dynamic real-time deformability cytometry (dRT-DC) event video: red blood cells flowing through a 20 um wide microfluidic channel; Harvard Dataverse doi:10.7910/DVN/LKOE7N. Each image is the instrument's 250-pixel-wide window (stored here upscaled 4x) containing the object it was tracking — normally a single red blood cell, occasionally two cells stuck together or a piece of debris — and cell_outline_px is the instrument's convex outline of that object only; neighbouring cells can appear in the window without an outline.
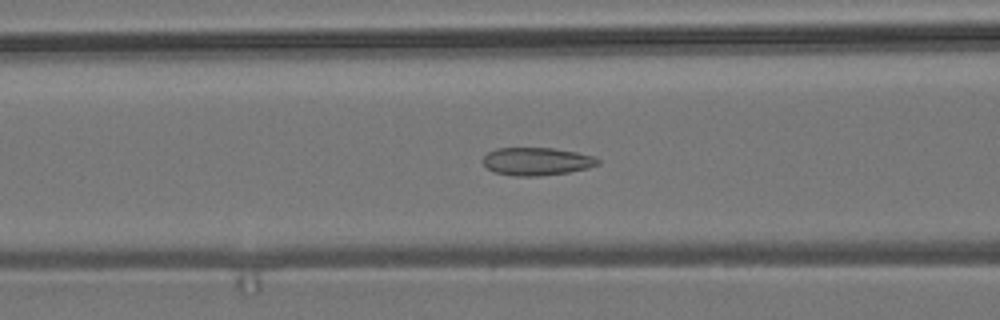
{"species": "common noctule bat (a hibernating species)", "species_latin": "Nyctalus noctula", "temperature_condition": "room temperature", "stored_images_in_passage": 55, "camera_frame_rate_fps": 3000, "um_per_image_px": 0.085, "animal": {"sex": "male", "body_mass_g": 19.2, "forearm_length_mm": 51.8}, "frame": {"image": 1, "passage_image": 22, "time_ms": 7.0, "image_size_px": [1000, 320], "cell_outline_px": [[600, 164], [588, 168], [568, 172], [540, 176], [512, 176], [496, 172], [488, 168], [484, 164], [484, 156], [488, 152], [496, 148], [552, 148], [576, 152], [596, 156], [600, 160]], "centroid_in_image_um": [45.66, 13.72], "position_along_channel_um": 120.9, "area_um2": 18.67}}
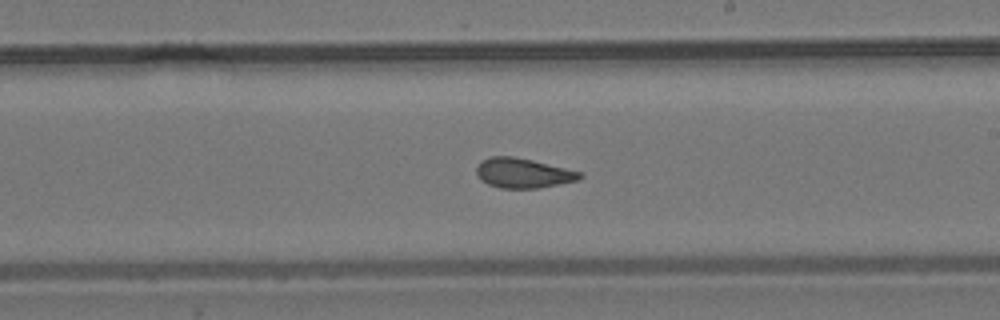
{"frame": {"image": 2, "passage_image": 32, "time_ms": 10.333, "image_size_px": [1000, 320], "cell_outline_px": [[584, 176], [580, 180], [540, 188], [500, 188], [488, 184], [480, 180], [476, 172], [476, 168], [480, 160], [492, 156], [512, 156], [532, 160], [580, 172]], "centroid_in_image_um": [44.44, 14.72], "position_along_channel_um": 244.6, "area_um2": 17.98}}
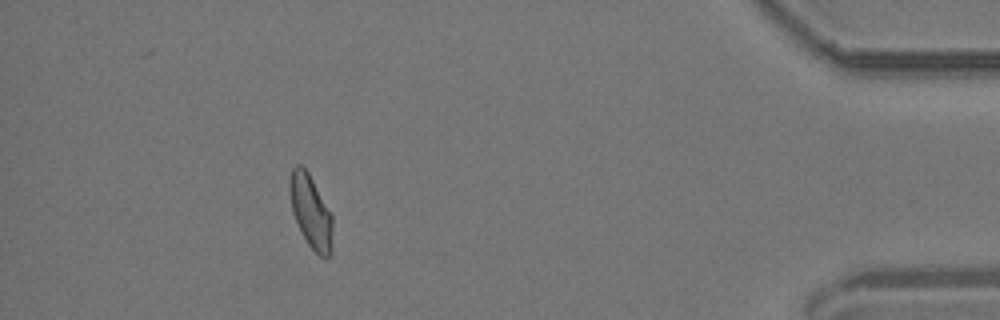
{"frame": {"image": 3, "passage_image": 50, "time_ms": 16.333, "image_size_px": [1000, 320], "cell_outline_px": [[332, 252], [328, 260], [320, 256], [308, 244], [292, 212], [288, 188], [288, 180], [292, 168], [296, 164], [300, 164], [308, 172], [332, 216]], "centroid_in_image_um": [26.4, 17.98], "position_along_channel_um": 408.8, "area_um2": 18.21}, "authors_computed_cell_mechanics": {"area_um2": 18.496, "velocity_mm_per_s": 3.7018, "shape_relaxation_time_tau1_ms": null, "shape_relaxation_time_tau2_ms": 1.1171, "deformation_change_tau1": null, "deformation_change_tau2": 0.0641}}